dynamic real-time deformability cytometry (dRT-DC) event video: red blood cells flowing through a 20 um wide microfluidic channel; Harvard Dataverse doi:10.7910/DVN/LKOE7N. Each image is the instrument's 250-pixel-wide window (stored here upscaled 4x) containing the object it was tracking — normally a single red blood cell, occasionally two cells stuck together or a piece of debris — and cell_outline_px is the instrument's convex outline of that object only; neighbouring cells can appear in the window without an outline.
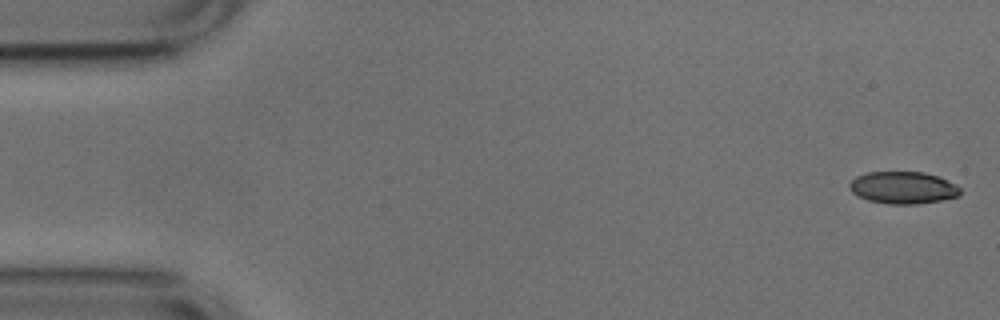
{"species": "common noctule bat (a hibernating species)", "species_latin": "Nyctalus noctula", "temperature_condition": "cold", "stored_images_in_passage": 10, "camera_frame_rate_fps": 3000, "um_per_image_px": 0.085, "animal": {"sex": "male", "body_mass_g": 17.9, "forearm_length_mm": 54.2}, "frame": {"image": 1, "passage_image": 1, "time_ms": 0.0, "image_size_px": [1000, 320], "cell_outline_px": [[960, 196], [940, 200], [916, 204], [888, 204], [868, 200], [852, 192], [848, 188], [848, 184], [856, 176], [868, 172], [924, 172], [936, 176], [956, 184], [960, 188]], "centroid_in_image_um": [76.74, 15.95], "position_along_channel_um": 8.3, "area_um2": 20.69}}